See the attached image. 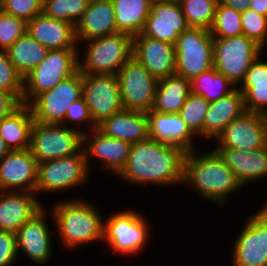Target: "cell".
<instances>
[{
    "mask_svg": "<svg viewBox=\"0 0 267 266\" xmlns=\"http://www.w3.org/2000/svg\"><path fill=\"white\" fill-rule=\"evenodd\" d=\"M187 151L153 139L133 143L128 160L115 177L134 185H181Z\"/></svg>",
    "mask_w": 267,
    "mask_h": 266,
    "instance_id": "cell-1",
    "label": "cell"
},
{
    "mask_svg": "<svg viewBox=\"0 0 267 266\" xmlns=\"http://www.w3.org/2000/svg\"><path fill=\"white\" fill-rule=\"evenodd\" d=\"M198 153L197 149L187 152L182 185L192 187L200 197L216 205L228 204L230 195L243 187L214 148Z\"/></svg>",
    "mask_w": 267,
    "mask_h": 266,
    "instance_id": "cell-2",
    "label": "cell"
},
{
    "mask_svg": "<svg viewBox=\"0 0 267 266\" xmlns=\"http://www.w3.org/2000/svg\"><path fill=\"white\" fill-rule=\"evenodd\" d=\"M71 199V200H69ZM50 212L62 247H77L103 241L104 219L94 204L78 197L58 201Z\"/></svg>",
    "mask_w": 267,
    "mask_h": 266,
    "instance_id": "cell-3",
    "label": "cell"
},
{
    "mask_svg": "<svg viewBox=\"0 0 267 266\" xmlns=\"http://www.w3.org/2000/svg\"><path fill=\"white\" fill-rule=\"evenodd\" d=\"M84 55L78 52V70L90 75H116L132 57L133 37L116 33L82 42ZM87 45V46H86Z\"/></svg>",
    "mask_w": 267,
    "mask_h": 266,
    "instance_id": "cell-4",
    "label": "cell"
},
{
    "mask_svg": "<svg viewBox=\"0 0 267 266\" xmlns=\"http://www.w3.org/2000/svg\"><path fill=\"white\" fill-rule=\"evenodd\" d=\"M80 48L49 50L46 57L23 78L22 104L48 91L78 71Z\"/></svg>",
    "mask_w": 267,
    "mask_h": 266,
    "instance_id": "cell-5",
    "label": "cell"
},
{
    "mask_svg": "<svg viewBox=\"0 0 267 266\" xmlns=\"http://www.w3.org/2000/svg\"><path fill=\"white\" fill-rule=\"evenodd\" d=\"M83 148L75 155L38 163L35 193L53 194L84 187L90 181ZM44 192V193H43Z\"/></svg>",
    "mask_w": 267,
    "mask_h": 266,
    "instance_id": "cell-6",
    "label": "cell"
},
{
    "mask_svg": "<svg viewBox=\"0 0 267 266\" xmlns=\"http://www.w3.org/2000/svg\"><path fill=\"white\" fill-rule=\"evenodd\" d=\"M263 51L261 46L244 35L213 38V67L239 88L251 64Z\"/></svg>",
    "mask_w": 267,
    "mask_h": 266,
    "instance_id": "cell-7",
    "label": "cell"
},
{
    "mask_svg": "<svg viewBox=\"0 0 267 266\" xmlns=\"http://www.w3.org/2000/svg\"><path fill=\"white\" fill-rule=\"evenodd\" d=\"M111 216V217H110ZM104 221L103 241L117 254L135 255L142 252L150 237L149 225L136 210H121Z\"/></svg>",
    "mask_w": 267,
    "mask_h": 266,
    "instance_id": "cell-8",
    "label": "cell"
},
{
    "mask_svg": "<svg viewBox=\"0 0 267 266\" xmlns=\"http://www.w3.org/2000/svg\"><path fill=\"white\" fill-rule=\"evenodd\" d=\"M175 74L191 81L213 68V37L210 30L188 27L174 44Z\"/></svg>",
    "mask_w": 267,
    "mask_h": 266,
    "instance_id": "cell-9",
    "label": "cell"
},
{
    "mask_svg": "<svg viewBox=\"0 0 267 266\" xmlns=\"http://www.w3.org/2000/svg\"><path fill=\"white\" fill-rule=\"evenodd\" d=\"M83 147V134L62 124L34 122L30 151L38 163L77 154Z\"/></svg>",
    "mask_w": 267,
    "mask_h": 266,
    "instance_id": "cell-10",
    "label": "cell"
},
{
    "mask_svg": "<svg viewBox=\"0 0 267 266\" xmlns=\"http://www.w3.org/2000/svg\"><path fill=\"white\" fill-rule=\"evenodd\" d=\"M251 213L234 241L232 266H267V200Z\"/></svg>",
    "mask_w": 267,
    "mask_h": 266,
    "instance_id": "cell-11",
    "label": "cell"
},
{
    "mask_svg": "<svg viewBox=\"0 0 267 266\" xmlns=\"http://www.w3.org/2000/svg\"><path fill=\"white\" fill-rule=\"evenodd\" d=\"M123 108L148 113L154 105L158 79L134 57L116 74Z\"/></svg>",
    "mask_w": 267,
    "mask_h": 266,
    "instance_id": "cell-12",
    "label": "cell"
},
{
    "mask_svg": "<svg viewBox=\"0 0 267 266\" xmlns=\"http://www.w3.org/2000/svg\"><path fill=\"white\" fill-rule=\"evenodd\" d=\"M82 98V73L78 70L52 89L38 94L29 104L34 121L62 124L68 107Z\"/></svg>",
    "mask_w": 267,
    "mask_h": 266,
    "instance_id": "cell-13",
    "label": "cell"
},
{
    "mask_svg": "<svg viewBox=\"0 0 267 266\" xmlns=\"http://www.w3.org/2000/svg\"><path fill=\"white\" fill-rule=\"evenodd\" d=\"M82 97L96 126L124 109L116 75L82 73Z\"/></svg>",
    "mask_w": 267,
    "mask_h": 266,
    "instance_id": "cell-14",
    "label": "cell"
},
{
    "mask_svg": "<svg viewBox=\"0 0 267 266\" xmlns=\"http://www.w3.org/2000/svg\"><path fill=\"white\" fill-rule=\"evenodd\" d=\"M218 141V142H217ZM215 148L250 151L267 147V122L264 114L245 112L230 122L216 139Z\"/></svg>",
    "mask_w": 267,
    "mask_h": 266,
    "instance_id": "cell-15",
    "label": "cell"
},
{
    "mask_svg": "<svg viewBox=\"0 0 267 266\" xmlns=\"http://www.w3.org/2000/svg\"><path fill=\"white\" fill-rule=\"evenodd\" d=\"M131 145L127 141L108 137L97 128L83 134L82 148L90 172L92 170L90 165L93 163L91 158L95 157L97 161H101L103 169L117 176L128 160Z\"/></svg>",
    "mask_w": 267,
    "mask_h": 266,
    "instance_id": "cell-16",
    "label": "cell"
},
{
    "mask_svg": "<svg viewBox=\"0 0 267 266\" xmlns=\"http://www.w3.org/2000/svg\"><path fill=\"white\" fill-rule=\"evenodd\" d=\"M187 28L178 0H153L141 34L174 45Z\"/></svg>",
    "mask_w": 267,
    "mask_h": 266,
    "instance_id": "cell-17",
    "label": "cell"
},
{
    "mask_svg": "<svg viewBox=\"0 0 267 266\" xmlns=\"http://www.w3.org/2000/svg\"><path fill=\"white\" fill-rule=\"evenodd\" d=\"M47 214L50 213L43 207L16 232L18 257L23 253L38 266L50 262L53 253L51 238L54 232L48 227Z\"/></svg>",
    "mask_w": 267,
    "mask_h": 266,
    "instance_id": "cell-18",
    "label": "cell"
},
{
    "mask_svg": "<svg viewBox=\"0 0 267 266\" xmlns=\"http://www.w3.org/2000/svg\"><path fill=\"white\" fill-rule=\"evenodd\" d=\"M38 162L30 149L11 150L0 160V191L35 193Z\"/></svg>",
    "mask_w": 267,
    "mask_h": 266,
    "instance_id": "cell-19",
    "label": "cell"
},
{
    "mask_svg": "<svg viewBox=\"0 0 267 266\" xmlns=\"http://www.w3.org/2000/svg\"><path fill=\"white\" fill-rule=\"evenodd\" d=\"M134 57L158 80L175 74L174 45L143 36L133 37Z\"/></svg>",
    "mask_w": 267,
    "mask_h": 266,
    "instance_id": "cell-20",
    "label": "cell"
},
{
    "mask_svg": "<svg viewBox=\"0 0 267 266\" xmlns=\"http://www.w3.org/2000/svg\"><path fill=\"white\" fill-rule=\"evenodd\" d=\"M40 200L33 192L0 191V231L16 233L45 207Z\"/></svg>",
    "mask_w": 267,
    "mask_h": 266,
    "instance_id": "cell-21",
    "label": "cell"
},
{
    "mask_svg": "<svg viewBox=\"0 0 267 266\" xmlns=\"http://www.w3.org/2000/svg\"><path fill=\"white\" fill-rule=\"evenodd\" d=\"M226 165L233 171L238 182L244 186L267 177V147L250 151L231 148H215Z\"/></svg>",
    "mask_w": 267,
    "mask_h": 266,
    "instance_id": "cell-22",
    "label": "cell"
},
{
    "mask_svg": "<svg viewBox=\"0 0 267 266\" xmlns=\"http://www.w3.org/2000/svg\"><path fill=\"white\" fill-rule=\"evenodd\" d=\"M119 33L112 0H90L82 18L75 25L77 45L90 39Z\"/></svg>",
    "mask_w": 267,
    "mask_h": 266,
    "instance_id": "cell-23",
    "label": "cell"
},
{
    "mask_svg": "<svg viewBox=\"0 0 267 266\" xmlns=\"http://www.w3.org/2000/svg\"><path fill=\"white\" fill-rule=\"evenodd\" d=\"M147 117L149 139L182 147L187 152L198 148L194 146L196 136L186 126L179 113H159L151 110Z\"/></svg>",
    "mask_w": 267,
    "mask_h": 266,
    "instance_id": "cell-24",
    "label": "cell"
},
{
    "mask_svg": "<svg viewBox=\"0 0 267 266\" xmlns=\"http://www.w3.org/2000/svg\"><path fill=\"white\" fill-rule=\"evenodd\" d=\"M27 32L48 50L79 48L72 24L47 17L43 13L27 22Z\"/></svg>",
    "mask_w": 267,
    "mask_h": 266,
    "instance_id": "cell-25",
    "label": "cell"
},
{
    "mask_svg": "<svg viewBox=\"0 0 267 266\" xmlns=\"http://www.w3.org/2000/svg\"><path fill=\"white\" fill-rule=\"evenodd\" d=\"M104 135L131 144L149 139L147 113L122 109L97 126Z\"/></svg>",
    "mask_w": 267,
    "mask_h": 266,
    "instance_id": "cell-26",
    "label": "cell"
},
{
    "mask_svg": "<svg viewBox=\"0 0 267 266\" xmlns=\"http://www.w3.org/2000/svg\"><path fill=\"white\" fill-rule=\"evenodd\" d=\"M246 112L244 94L236 88L217 101L210 102L203 124V138L215 141L224 128Z\"/></svg>",
    "mask_w": 267,
    "mask_h": 266,
    "instance_id": "cell-27",
    "label": "cell"
},
{
    "mask_svg": "<svg viewBox=\"0 0 267 266\" xmlns=\"http://www.w3.org/2000/svg\"><path fill=\"white\" fill-rule=\"evenodd\" d=\"M34 122L29 106L21 104L9 116L0 120V137L10 150L29 149Z\"/></svg>",
    "mask_w": 267,
    "mask_h": 266,
    "instance_id": "cell-28",
    "label": "cell"
},
{
    "mask_svg": "<svg viewBox=\"0 0 267 266\" xmlns=\"http://www.w3.org/2000/svg\"><path fill=\"white\" fill-rule=\"evenodd\" d=\"M191 93L190 81L177 74L158 80L153 111L179 113Z\"/></svg>",
    "mask_w": 267,
    "mask_h": 266,
    "instance_id": "cell-29",
    "label": "cell"
},
{
    "mask_svg": "<svg viewBox=\"0 0 267 266\" xmlns=\"http://www.w3.org/2000/svg\"><path fill=\"white\" fill-rule=\"evenodd\" d=\"M117 31L132 37L139 35L150 14L153 0H112Z\"/></svg>",
    "mask_w": 267,
    "mask_h": 266,
    "instance_id": "cell-30",
    "label": "cell"
},
{
    "mask_svg": "<svg viewBox=\"0 0 267 266\" xmlns=\"http://www.w3.org/2000/svg\"><path fill=\"white\" fill-rule=\"evenodd\" d=\"M6 51L16 71L24 78L40 64L49 50L26 32Z\"/></svg>",
    "mask_w": 267,
    "mask_h": 266,
    "instance_id": "cell-31",
    "label": "cell"
},
{
    "mask_svg": "<svg viewBox=\"0 0 267 266\" xmlns=\"http://www.w3.org/2000/svg\"><path fill=\"white\" fill-rule=\"evenodd\" d=\"M191 93L203 96L209 103L225 97L236 87L214 67L190 81Z\"/></svg>",
    "mask_w": 267,
    "mask_h": 266,
    "instance_id": "cell-32",
    "label": "cell"
},
{
    "mask_svg": "<svg viewBox=\"0 0 267 266\" xmlns=\"http://www.w3.org/2000/svg\"><path fill=\"white\" fill-rule=\"evenodd\" d=\"M188 27L210 30L218 0H178Z\"/></svg>",
    "mask_w": 267,
    "mask_h": 266,
    "instance_id": "cell-33",
    "label": "cell"
},
{
    "mask_svg": "<svg viewBox=\"0 0 267 266\" xmlns=\"http://www.w3.org/2000/svg\"><path fill=\"white\" fill-rule=\"evenodd\" d=\"M90 0H43L42 13L74 27L86 12Z\"/></svg>",
    "mask_w": 267,
    "mask_h": 266,
    "instance_id": "cell-34",
    "label": "cell"
},
{
    "mask_svg": "<svg viewBox=\"0 0 267 266\" xmlns=\"http://www.w3.org/2000/svg\"><path fill=\"white\" fill-rule=\"evenodd\" d=\"M209 102L201 95L190 93L179 111L181 119L189 130L200 139L203 138V124Z\"/></svg>",
    "mask_w": 267,
    "mask_h": 266,
    "instance_id": "cell-35",
    "label": "cell"
},
{
    "mask_svg": "<svg viewBox=\"0 0 267 266\" xmlns=\"http://www.w3.org/2000/svg\"><path fill=\"white\" fill-rule=\"evenodd\" d=\"M210 32L213 38L243 35L241 13L218 2Z\"/></svg>",
    "mask_w": 267,
    "mask_h": 266,
    "instance_id": "cell-36",
    "label": "cell"
},
{
    "mask_svg": "<svg viewBox=\"0 0 267 266\" xmlns=\"http://www.w3.org/2000/svg\"><path fill=\"white\" fill-rule=\"evenodd\" d=\"M243 35L265 49L267 45V17L248 8L241 13Z\"/></svg>",
    "mask_w": 267,
    "mask_h": 266,
    "instance_id": "cell-37",
    "label": "cell"
},
{
    "mask_svg": "<svg viewBox=\"0 0 267 266\" xmlns=\"http://www.w3.org/2000/svg\"><path fill=\"white\" fill-rule=\"evenodd\" d=\"M0 89L11 92L22 103L23 77L16 71L6 50H0Z\"/></svg>",
    "mask_w": 267,
    "mask_h": 266,
    "instance_id": "cell-38",
    "label": "cell"
},
{
    "mask_svg": "<svg viewBox=\"0 0 267 266\" xmlns=\"http://www.w3.org/2000/svg\"><path fill=\"white\" fill-rule=\"evenodd\" d=\"M27 32V22L0 11V50H8Z\"/></svg>",
    "mask_w": 267,
    "mask_h": 266,
    "instance_id": "cell-39",
    "label": "cell"
},
{
    "mask_svg": "<svg viewBox=\"0 0 267 266\" xmlns=\"http://www.w3.org/2000/svg\"><path fill=\"white\" fill-rule=\"evenodd\" d=\"M72 124L75 126H73ZM84 124L88 125L86 131L85 130L82 131V129L80 128ZM62 125L71 129H75L81 132L82 134L88 133L91 130L97 128L90 115L89 107L87 106V103L85 102V99L83 97L77 100L76 102L72 103L68 107Z\"/></svg>",
    "mask_w": 267,
    "mask_h": 266,
    "instance_id": "cell-40",
    "label": "cell"
},
{
    "mask_svg": "<svg viewBox=\"0 0 267 266\" xmlns=\"http://www.w3.org/2000/svg\"><path fill=\"white\" fill-rule=\"evenodd\" d=\"M43 0H0L1 10L26 22L42 14Z\"/></svg>",
    "mask_w": 267,
    "mask_h": 266,
    "instance_id": "cell-41",
    "label": "cell"
},
{
    "mask_svg": "<svg viewBox=\"0 0 267 266\" xmlns=\"http://www.w3.org/2000/svg\"><path fill=\"white\" fill-rule=\"evenodd\" d=\"M238 89L244 94L246 112L260 114L267 112V85L240 86Z\"/></svg>",
    "mask_w": 267,
    "mask_h": 266,
    "instance_id": "cell-42",
    "label": "cell"
},
{
    "mask_svg": "<svg viewBox=\"0 0 267 266\" xmlns=\"http://www.w3.org/2000/svg\"><path fill=\"white\" fill-rule=\"evenodd\" d=\"M18 258L16 233L0 231V266H13Z\"/></svg>",
    "mask_w": 267,
    "mask_h": 266,
    "instance_id": "cell-43",
    "label": "cell"
},
{
    "mask_svg": "<svg viewBox=\"0 0 267 266\" xmlns=\"http://www.w3.org/2000/svg\"><path fill=\"white\" fill-rule=\"evenodd\" d=\"M261 55L251 64L246 77L240 86L267 85V60H261Z\"/></svg>",
    "mask_w": 267,
    "mask_h": 266,
    "instance_id": "cell-44",
    "label": "cell"
},
{
    "mask_svg": "<svg viewBox=\"0 0 267 266\" xmlns=\"http://www.w3.org/2000/svg\"><path fill=\"white\" fill-rule=\"evenodd\" d=\"M21 104L11 92L0 89V120L9 116Z\"/></svg>",
    "mask_w": 267,
    "mask_h": 266,
    "instance_id": "cell-45",
    "label": "cell"
},
{
    "mask_svg": "<svg viewBox=\"0 0 267 266\" xmlns=\"http://www.w3.org/2000/svg\"><path fill=\"white\" fill-rule=\"evenodd\" d=\"M252 0H218V2L226 7L232 8L237 12L246 11Z\"/></svg>",
    "mask_w": 267,
    "mask_h": 266,
    "instance_id": "cell-46",
    "label": "cell"
},
{
    "mask_svg": "<svg viewBox=\"0 0 267 266\" xmlns=\"http://www.w3.org/2000/svg\"><path fill=\"white\" fill-rule=\"evenodd\" d=\"M249 8L267 17V0H252Z\"/></svg>",
    "mask_w": 267,
    "mask_h": 266,
    "instance_id": "cell-47",
    "label": "cell"
},
{
    "mask_svg": "<svg viewBox=\"0 0 267 266\" xmlns=\"http://www.w3.org/2000/svg\"><path fill=\"white\" fill-rule=\"evenodd\" d=\"M11 150L7 146V144L4 142V140L0 137V160Z\"/></svg>",
    "mask_w": 267,
    "mask_h": 266,
    "instance_id": "cell-48",
    "label": "cell"
},
{
    "mask_svg": "<svg viewBox=\"0 0 267 266\" xmlns=\"http://www.w3.org/2000/svg\"><path fill=\"white\" fill-rule=\"evenodd\" d=\"M265 115V118H266V122H267V112L264 114Z\"/></svg>",
    "mask_w": 267,
    "mask_h": 266,
    "instance_id": "cell-49",
    "label": "cell"
}]
</instances>
